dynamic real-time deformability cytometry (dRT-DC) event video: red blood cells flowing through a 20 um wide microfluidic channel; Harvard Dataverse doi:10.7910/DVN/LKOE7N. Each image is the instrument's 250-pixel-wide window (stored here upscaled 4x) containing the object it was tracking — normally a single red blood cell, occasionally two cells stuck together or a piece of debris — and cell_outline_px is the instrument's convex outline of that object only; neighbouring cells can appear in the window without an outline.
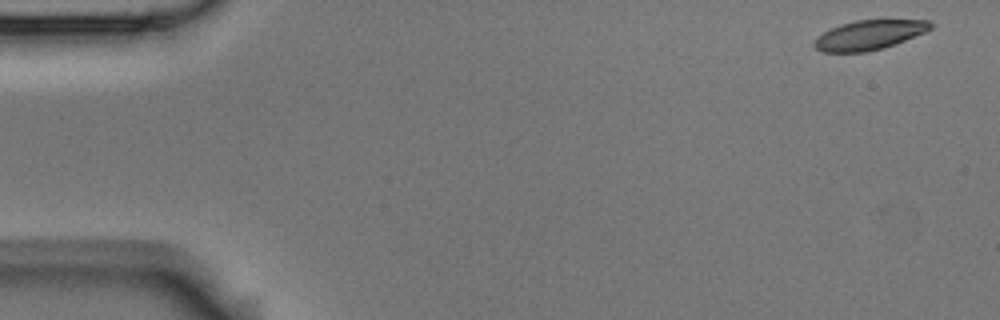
{"species": "Egyptian fruit bat (a non-hibernating species)", "species_latin": "Rousettus aegyptiacus", "temperature_condition": "room temperature", "stored_images_in_passage": 5, "camera_frame_rate_fps": 3000, "um_per_image_px": 0.085, "animal": {"sex": "male"}, "frame": {"image": 1, "passage_image": 1, "time_ms": 0.0, "image_size_px": [1000, 320], "cell_outline_px": [[932, 28], [924, 32], [884, 48], [864, 52], [824, 52], [816, 48], [812, 44], [816, 36], [828, 28], [840, 24], [856, 20], [928, 20], [932, 24]], "centroid_in_image_um": [73.81, 2.97], "position_along_channel_um": 11.2, "area_um2": 20.0}}
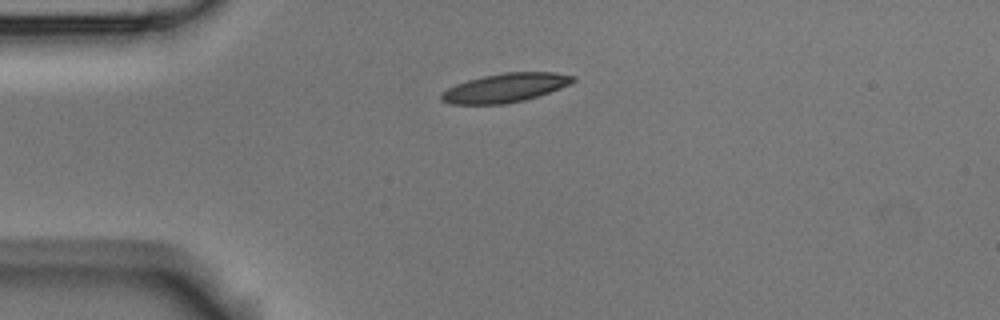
{"frame": {"image": 2, "passage_image": 4, "time_ms": 1.0, "image_size_px": [1000, 320], "cell_outline_px": [[576, 80], [560, 88], [524, 100], [504, 104], [452, 104], [440, 100], [440, 92], [456, 84], [468, 80], [484, 76], [504, 72], [556, 72], [576, 76]], "centroid_in_image_um": [42.92, 7.46], "position_along_channel_um": 42.1, "area_um2": 22.08}}